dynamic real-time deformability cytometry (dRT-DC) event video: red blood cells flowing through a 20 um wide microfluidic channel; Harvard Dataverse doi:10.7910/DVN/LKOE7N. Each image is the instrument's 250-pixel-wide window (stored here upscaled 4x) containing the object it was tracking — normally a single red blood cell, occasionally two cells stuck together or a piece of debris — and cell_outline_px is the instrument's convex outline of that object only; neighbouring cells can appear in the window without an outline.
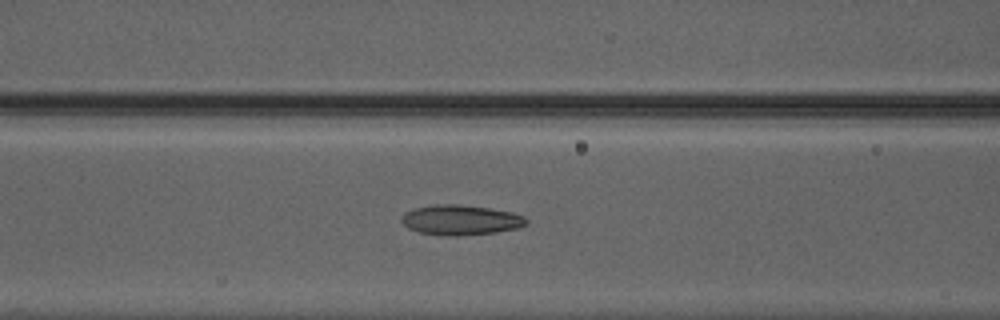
{"species": "Egyptian fruit bat (a non-hibernating species)", "species_latin": "Rousettus aegyptiacus", "temperature_condition": "warm", "stored_images_in_passage": 49, "camera_frame_rate_fps": 3000, "um_per_image_px": 0.085, "animal": {"sex": "male"}, "frame": {"image": 1, "passage_image": 21, "time_ms": 6.667, "image_size_px": [1000, 320], "cell_outline_px": [[528, 224], [520, 228], [496, 232], [456, 236], [452, 236], [420, 232], [408, 228], [400, 220], [408, 212], [416, 208], [436, 204], [456, 204], [488, 208], [512, 212], [524, 216], [528, 220]], "centroid_in_image_um": [39.23, 18.7], "position_along_channel_um": 127.4, "area_um2": 21.62}}
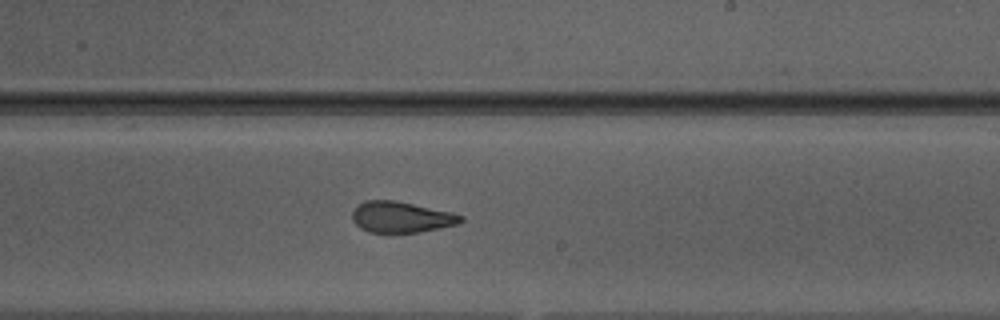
{"frame": {"image": 2, "passage_image": 30, "time_ms": 9.667, "image_size_px": [1000, 320], "cell_outline_px": [[464, 220], [460, 224], [420, 232], [388, 236], [368, 232], [360, 228], [352, 220], [352, 212], [364, 200], [396, 200], [452, 212], [464, 216]], "centroid_in_image_um": [34.11, 18.5], "position_along_channel_um": 254.9, "area_um2": 20.46}}
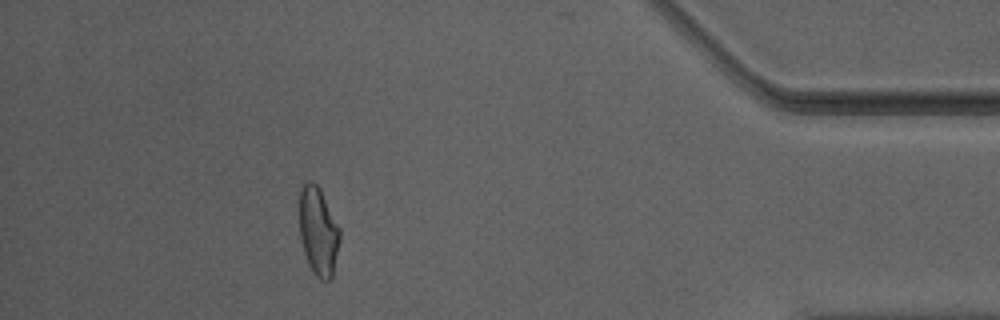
{"frame": {"image": 3, "passage_image": 44, "time_ms": 14.333, "image_size_px": [1000, 320], "cell_outline_px": [[340, 240], [332, 276], [328, 280], [320, 280], [316, 276], [308, 264], [304, 252], [300, 236], [300, 188], [308, 180], [312, 180], [320, 188], [340, 228]], "centroid_in_image_um": [27.06, 19.64], "position_along_channel_um": 408.1, "area_um2": 20.75}, "authors_computed_cell_mechanics": {"area_um2": 21.0392, "velocity_mm_per_s": 4.2508, "shape_relaxation_time_tau1_ms": null, "shape_relaxation_time_tau2_ms": 2.0288, "deformation_change_tau1": null, "deformation_change_tau2": 0.1007}}